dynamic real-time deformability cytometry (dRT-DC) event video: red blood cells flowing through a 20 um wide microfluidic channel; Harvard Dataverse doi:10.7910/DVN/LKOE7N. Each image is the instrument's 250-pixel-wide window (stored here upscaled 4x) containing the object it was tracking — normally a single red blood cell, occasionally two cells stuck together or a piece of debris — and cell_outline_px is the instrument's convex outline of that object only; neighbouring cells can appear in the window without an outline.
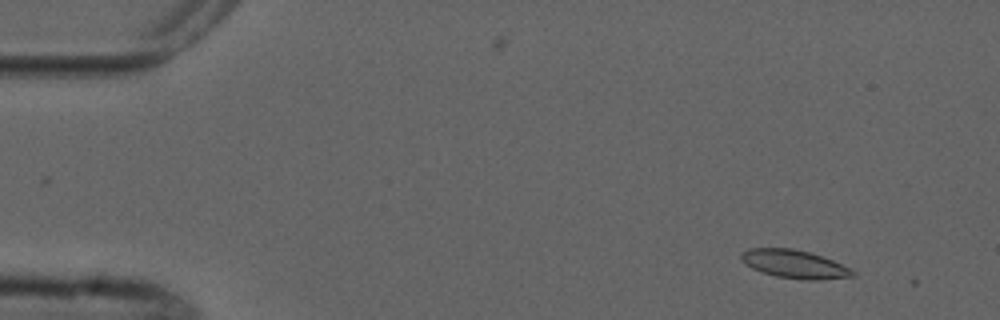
{"species": "common noctule bat (a hibernating species)", "species_latin": "Nyctalus noctula", "temperature_condition": "cold", "stored_images_in_passage": 7, "camera_frame_rate_fps": 3000, "um_per_image_px": 0.085, "animal": {"sex": "male", "forearm_length_mm": 52.5}, "frame": {"image": 1, "passage_image": 2, "time_ms": 1.667, "image_size_px": [1000, 320], "cell_outline_px": [[856, 276], [820, 280], [808, 280], [776, 276], [760, 272], [744, 264], [740, 260], [740, 252], [748, 248], [792, 248], [808, 252], [832, 260], [852, 268], [856, 272]], "centroid_in_image_um": [67.51, 22.45], "position_along_channel_um": 17.5, "area_um2": 18.55}}
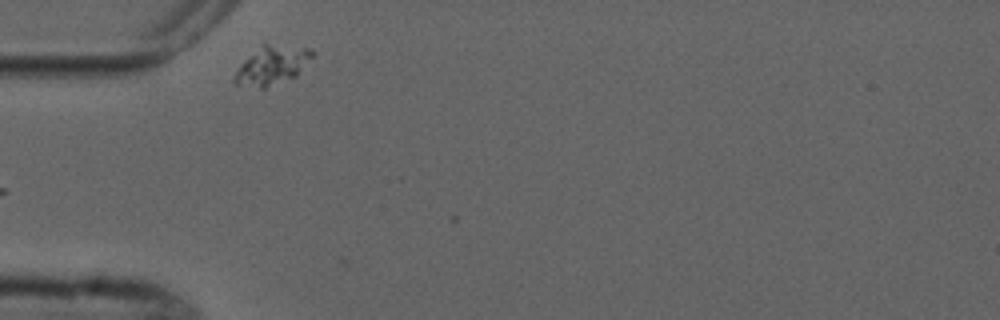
{"frame": {"image": 2, "passage_image": 5, "time_ms": 6.333, "image_size_px": [1000, 320], "cell_outline_px": [[312, 56], [296, 76], [264, 88], [260, 88], [236, 84], [232, 80], [240, 64], [244, 60], [264, 44], [268, 44], [312, 48]], "centroid_in_image_um": [23.1, 5.56], "position_along_channel_um": 61.9, "area_um2": 17.05}}